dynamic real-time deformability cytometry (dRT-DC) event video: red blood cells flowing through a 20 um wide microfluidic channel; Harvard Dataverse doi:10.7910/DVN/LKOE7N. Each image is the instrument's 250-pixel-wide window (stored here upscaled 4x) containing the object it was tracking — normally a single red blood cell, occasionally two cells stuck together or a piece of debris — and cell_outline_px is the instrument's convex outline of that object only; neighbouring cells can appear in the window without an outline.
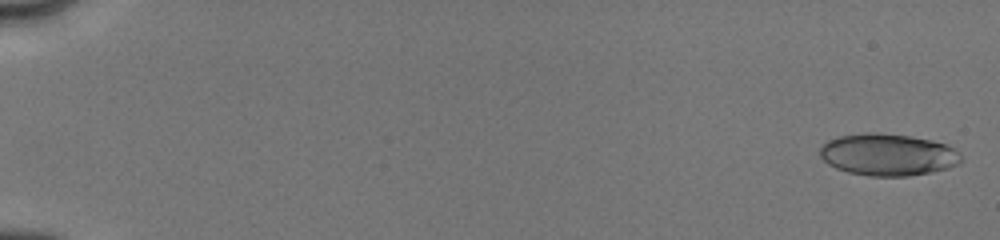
{"species": "human", "species_latin": "Homo sapiens", "temperature_condition": "cold", "stored_images_in_passage": 17, "camera_frame_rate_fps": 3000, "um_per_image_px": 0.085, "donor": {"sex": "male"}, "frame": {"image": 1, "passage_image": 2, "time_ms": 0.333, "image_size_px": [1000, 240], "cell_outline_px": [[964, 160], [960, 164], [948, 168], [932, 172], [908, 176], [868, 176], [848, 172], [836, 168], [828, 164], [820, 156], [820, 148], [828, 140], [840, 136], [868, 132], [880, 132], [908, 136], [948, 144], [960, 152]], "centroid_in_image_um": [75.51, 13.15], "position_along_channel_um": 9.5, "area_um2": 34.74}}
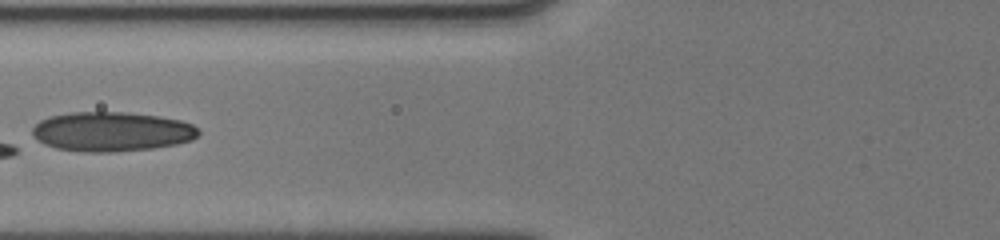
{"frame": {"image": 2, "passage_image": 14, "time_ms": 7.667, "image_size_px": [1000, 240], "cell_outline_px": [[200, 132], [192, 140], [176, 144], [152, 148], [116, 152], [80, 152], [56, 148], [44, 144], [36, 140], [32, 136], [32, 128], [40, 120], [48, 116], [72, 112], [128, 112], [160, 116], [180, 120], [192, 124]], "centroid_in_image_um": [9.45, 11.19], "position_along_channel_um": 116.3, "area_um2": 38.55}}